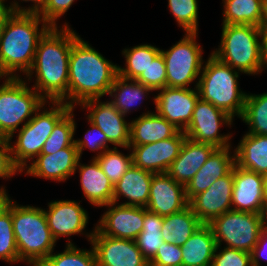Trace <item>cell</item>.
<instances>
[{
    "label": "cell",
    "instance_id": "6da1fadb",
    "mask_svg": "<svg viewBox=\"0 0 267 266\" xmlns=\"http://www.w3.org/2000/svg\"><path fill=\"white\" fill-rule=\"evenodd\" d=\"M78 37L68 23H64L62 27H50L38 41L33 65L24 77L28 82L36 78L32 88L46 102L68 105L69 57Z\"/></svg>",
    "mask_w": 267,
    "mask_h": 266
},
{
    "label": "cell",
    "instance_id": "7a4b0ae2",
    "mask_svg": "<svg viewBox=\"0 0 267 266\" xmlns=\"http://www.w3.org/2000/svg\"><path fill=\"white\" fill-rule=\"evenodd\" d=\"M118 75V65L107 60L80 36L74 41L69 57L68 105L102 98Z\"/></svg>",
    "mask_w": 267,
    "mask_h": 266
},
{
    "label": "cell",
    "instance_id": "3957f363",
    "mask_svg": "<svg viewBox=\"0 0 267 266\" xmlns=\"http://www.w3.org/2000/svg\"><path fill=\"white\" fill-rule=\"evenodd\" d=\"M49 28L39 14H11L0 38V78L21 77L18 72L28 74L38 41Z\"/></svg>",
    "mask_w": 267,
    "mask_h": 266
},
{
    "label": "cell",
    "instance_id": "277c9868",
    "mask_svg": "<svg viewBox=\"0 0 267 266\" xmlns=\"http://www.w3.org/2000/svg\"><path fill=\"white\" fill-rule=\"evenodd\" d=\"M11 218L19 262L39 266L56 247L43 208L23 206L11 199Z\"/></svg>",
    "mask_w": 267,
    "mask_h": 266
},
{
    "label": "cell",
    "instance_id": "5b68a950",
    "mask_svg": "<svg viewBox=\"0 0 267 266\" xmlns=\"http://www.w3.org/2000/svg\"><path fill=\"white\" fill-rule=\"evenodd\" d=\"M240 71L210 54L198 80L199 98L210 102L233 119L242 116L246 92L239 89Z\"/></svg>",
    "mask_w": 267,
    "mask_h": 266
},
{
    "label": "cell",
    "instance_id": "8992f818",
    "mask_svg": "<svg viewBox=\"0 0 267 266\" xmlns=\"http://www.w3.org/2000/svg\"><path fill=\"white\" fill-rule=\"evenodd\" d=\"M261 27L243 24H222L219 48L212 51L217 59L243 74L261 73Z\"/></svg>",
    "mask_w": 267,
    "mask_h": 266
},
{
    "label": "cell",
    "instance_id": "52a82bcc",
    "mask_svg": "<svg viewBox=\"0 0 267 266\" xmlns=\"http://www.w3.org/2000/svg\"><path fill=\"white\" fill-rule=\"evenodd\" d=\"M47 103L24 126H20L14 143L8 141L13 163L21 172L40 155L56 123L72 108L64 102H50L52 105L49 103L48 109L45 108Z\"/></svg>",
    "mask_w": 267,
    "mask_h": 266
},
{
    "label": "cell",
    "instance_id": "ba28073f",
    "mask_svg": "<svg viewBox=\"0 0 267 266\" xmlns=\"http://www.w3.org/2000/svg\"><path fill=\"white\" fill-rule=\"evenodd\" d=\"M22 78H0L4 79L0 85V137L8 141H12L18 127L24 126L46 103L28 86L26 78Z\"/></svg>",
    "mask_w": 267,
    "mask_h": 266
},
{
    "label": "cell",
    "instance_id": "9c48e42d",
    "mask_svg": "<svg viewBox=\"0 0 267 266\" xmlns=\"http://www.w3.org/2000/svg\"><path fill=\"white\" fill-rule=\"evenodd\" d=\"M197 34L185 32L183 38L169 50L161 49L166 65L167 87L189 88L195 80L197 87L205 62L202 56L203 49L196 41Z\"/></svg>",
    "mask_w": 267,
    "mask_h": 266
},
{
    "label": "cell",
    "instance_id": "30bf717a",
    "mask_svg": "<svg viewBox=\"0 0 267 266\" xmlns=\"http://www.w3.org/2000/svg\"><path fill=\"white\" fill-rule=\"evenodd\" d=\"M208 225L217 245L225 242V247L251 253L264 227V215L230 210L214 218Z\"/></svg>",
    "mask_w": 267,
    "mask_h": 266
},
{
    "label": "cell",
    "instance_id": "8fae6325",
    "mask_svg": "<svg viewBox=\"0 0 267 266\" xmlns=\"http://www.w3.org/2000/svg\"><path fill=\"white\" fill-rule=\"evenodd\" d=\"M223 125L229 127L233 125V118L210 102L199 98L184 134L195 142L211 144L216 148H226L231 146L229 141L232 134H221L220 128Z\"/></svg>",
    "mask_w": 267,
    "mask_h": 266
},
{
    "label": "cell",
    "instance_id": "7c38bea8",
    "mask_svg": "<svg viewBox=\"0 0 267 266\" xmlns=\"http://www.w3.org/2000/svg\"><path fill=\"white\" fill-rule=\"evenodd\" d=\"M85 235L94 248L97 266H150L135 240L105 236L95 227Z\"/></svg>",
    "mask_w": 267,
    "mask_h": 266
},
{
    "label": "cell",
    "instance_id": "4fadbf2b",
    "mask_svg": "<svg viewBox=\"0 0 267 266\" xmlns=\"http://www.w3.org/2000/svg\"><path fill=\"white\" fill-rule=\"evenodd\" d=\"M104 207L95 228L105 236L135 240L142 232L146 207L130 206L111 202Z\"/></svg>",
    "mask_w": 267,
    "mask_h": 266
},
{
    "label": "cell",
    "instance_id": "5bb4252c",
    "mask_svg": "<svg viewBox=\"0 0 267 266\" xmlns=\"http://www.w3.org/2000/svg\"><path fill=\"white\" fill-rule=\"evenodd\" d=\"M158 92L153 99L156 112L180 131H185L199 99L197 87L194 89L165 87Z\"/></svg>",
    "mask_w": 267,
    "mask_h": 266
},
{
    "label": "cell",
    "instance_id": "9a60e30c",
    "mask_svg": "<svg viewBox=\"0 0 267 266\" xmlns=\"http://www.w3.org/2000/svg\"><path fill=\"white\" fill-rule=\"evenodd\" d=\"M82 110L86 109V119L96 125L108 139V143L114 147H121L129 150L130 122L125 120V115L119 112L110 102H102L99 99H92L83 102Z\"/></svg>",
    "mask_w": 267,
    "mask_h": 266
},
{
    "label": "cell",
    "instance_id": "2e32d148",
    "mask_svg": "<svg viewBox=\"0 0 267 266\" xmlns=\"http://www.w3.org/2000/svg\"><path fill=\"white\" fill-rule=\"evenodd\" d=\"M232 210L264 215L267 201L263 176L254 171L233 166Z\"/></svg>",
    "mask_w": 267,
    "mask_h": 266
},
{
    "label": "cell",
    "instance_id": "e0dca14e",
    "mask_svg": "<svg viewBox=\"0 0 267 266\" xmlns=\"http://www.w3.org/2000/svg\"><path fill=\"white\" fill-rule=\"evenodd\" d=\"M185 138L184 131H179L175 136L155 143L128 146L133 165L154 174L167 173L172 162L178 157Z\"/></svg>",
    "mask_w": 267,
    "mask_h": 266
},
{
    "label": "cell",
    "instance_id": "ac0fdd59",
    "mask_svg": "<svg viewBox=\"0 0 267 266\" xmlns=\"http://www.w3.org/2000/svg\"><path fill=\"white\" fill-rule=\"evenodd\" d=\"M81 201L55 200L48 203L44 209L48 227L53 238L57 241L60 237H68L66 244H74L69 239L75 234L84 235L88 225V212L80 205Z\"/></svg>",
    "mask_w": 267,
    "mask_h": 266
},
{
    "label": "cell",
    "instance_id": "d6986e66",
    "mask_svg": "<svg viewBox=\"0 0 267 266\" xmlns=\"http://www.w3.org/2000/svg\"><path fill=\"white\" fill-rule=\"evenodd\" d=\"M233 169L217 179L206 191L195 195L190 201L194 214L203 224L232 210Z\"/></svg>",
    "mask_w": 267,
    "mask_h": 266
},
{
    "label": "cell",
    "instance_id": "ffe728a7",
    "mask_svg": "<svg viewBox=\"0 0 267 266\" xmlns=\"http://www.w3.org/2000/svg\"><path fill=\"white\" fill-rule=\"evenodd\" d=\"M80 157L75 143L54 154H40L21 173L56 182H64L76 173Z\"/></svg>",
    "mask_w": 267,
    "mask_h": 266
},
{
    "label": "cell",
    "instance_id": "44dd1931",
    "mask_svg": "<svg viewBox=\"0 0 267 266\" xmlns=\"http://www.w3.org/2000/svg\"><path fill=\"white\" fill-rule=\"evenodd\" d=\"M188 205L184 185L167 173L153 174L147 210L164 217L182 211Z\"/></svg>",
    "mask_w": 267,
    "mask_h": 266
},
{
    "label": "cell",
    "instance_id": "7402d4cb",
    "mask_svg": "<svg viewBox=\"0 0 267 266\" xmlns=\"http://www.w3.org/2000/svg\"><path fill=\"white\" fill-rule=\"evenodd\" d=\"M231 147L217 148L206 163L185 186L188 202L197 194L206 191L217 179L227 175L235 165V150ZM232 154V155H231Z\"/></svg>",
    "mask_w": 267,
    "mask_h": 266
},
{
    "label": "cell",
    "instance_id": "603a6c76",
    "mask_svg": "<svg viewBox=\"0 0 267 266\" xmlns=\"http://www.w3.org/2000/svg\"><path fill=\"white\" fill-rule=\"evenodd\" d=\"M216 149L211 144L195 142L186 137L167 174L177 183L186 186Z\"/></svg>",
    "mask_w": 267,
    "mask_h": 266
},
{
    "label": "cell",
    "instance_id": "cb8c5ba5",
    "mask_svg": "<svg viewBox=\"0 0 267 266\" xmlns=\"http://www.w3.org/2000/svg\"><path fill=\"white\" fill-rule=\"evenodd\" d=\"M179 131L157 112H144L130 122L129 146L155 143L173 137Z\"/></svg>",
    "mask_w": 267,
    "mask_h": 266
},
{
    "label": "cell",
    "instance_id": "d4e9b609",
    "mask_svg": "<svg viewBox=\"0 0 267 266\" xmlns=\"http://www.w3.org/2000/svg\"><path fill=\"white\" fill-rule=\"evenodd\" d=\"M76 170L83 194L90 204L99 208L113 202L114 185L96 159L92 158L90 164H82L79 159Z\"/></svg>",
    "mask_w": 267,
    "mask_h": 266
},
{
    "label": "cell",
    "instance_id": "484cf974",
    "mask_svg": "<svg viewBox=\"0 0 267 266\" xmlns=\"http://www.w3.org/2000/svg\"><path fill=\"white\" fill-rule=\"evenodd\" d=\"M152 172L132 165L114 185L113 202L127 198L123 205L146 207L149 200Z\"/></svg>",
    "mask_w": 267,
    "mask_h": 266
},
{
    "label": "cell",
    "instance_id": "4316f807",
    "mask_svg": "<svg viewBox=\"0 0 267 266\" xmlns=\"http://www.w3.org/2000/svg\"><path fill=\"white\" fill-rule=\"evenodd\" d=\"M216 246L211 227L201 225L181 246L182 266H211Z\"/></svg>",
    "mask_w": 267,
    "mask_h": 266
},
{
    "label": "cell",
    "instance_id": "83f0119b",
    "mask_svg": "<svg viewBox=\"0 0 267 266\" xmlns=\"http://www.w3.org/2000/svg\"><path fill=\"white\" fill-rule=\"evenodd\" d=\"M235 150V162L244 169L267 173V135L244 134Z\"/></svg>",
    "mask_w": 267,
    "mask_h": 266
},
{
    "label": "cell",
    "instance_id": "f1b7e54d",
    "mask_svg": "<svg viewBox=\"0 0 267 266\" xmlns=\"http://www.w3.org/2000/svg\"><path fill=\"white\" fill-rule=\"evenodd\" d=\"M223 23L262 27L266 23L267 0H222Z\"/></svg>",
    "mask_w": 267,
    "mask_h": 266
},
{
    "label": "cell",
    "instance_id": "f546056e",
    "mask_svg": "<svg viewBox=\"0 0 267 266\" xmlns=\"http://www.w3.org/2000/svg\"><path fill=\"white\" fill-rule=\"evenodd\" d=\"M201 225L188 205L182 211L163 217L161 236L164 242L181 247Z\"/></svg>",
    "mask_w": 267,
    "mask_h": 266
},
{
    "label": "cell",
    "instance_id": "4dcf8cb0",
    "mask_svg": "<svg viewBox=\"0 0 267 266\" xmlns=\"http://www.w3.org/2000/svg\"><path fill=\"white\" fill-rule=\"evenodd\" d=\"M150 92L153 91L142 83L117 75L108 95L113 98L110 102L115 108L126 116L139 102L142 103L144 98L147 99Z\"/></svg>",
    "mask_w": 267,
    "mask_h": 266
},
{
    "label": "cell",
    "instance_id": "1f68e13d",
    "mask_svg": "<svg viewBox=\"0 0 267 266\" xmlns=\"http://www.w3.org/2000/svg\"><path fill=\"white\" fill-rule=\"evenodd\" d=\"M160 53V48L150 44L123 49L122 54L126 63L123 68L118 65V75L126 79L136 80Z\"/></svg>",
    "mask_w": 267,
    "mask_h": 266
},
{
    "label": "cell",
    "instance_id": "d6a6232c",
    "mask_svg": "<svg viewBox=\"0 0 267 266\" xmlns=\"http://www.w3.org/2000/svg\"><path fill=\"white\" fill-rule=\"evenodd\" d=\"M11 197L6 194L0 199V260L18 263L19 254L11 218Z\"/></svg>",
    "mask_w": 267,
    "mask_h": 266
},
{
    "label": "cell",
    "instance_id": "836d02e7",
    "mask_svg": "<svg viewBox=\"0 0 267 266\" xmlns=\"http://www.w3.org/2000/svg\"><path fill=\"white\" fill-rule=\"evenodd\" d=\"M240 119L248 125V134L267 135V92L246 94Z\"/></svg>",
    "mask_w": 267,
    "mask_h": 266
},
{
    "label": "cell",
    "instance_id": "e575fe53",
    "mask_svg": "<svg viewBox=\"0 0 267 266\" xmlns=\"http://www.w3.org/2000/svg\"><path fill=\"white\" fill-rule=\"evenodd\" d=\"M162 224L163 216L146 209L143 229L135 239V242L148 261L155 256L158 248L164 242L161 236Z\"/></svg>",
    "mask_w": 267,
    "mask_h": 266
},
{
    "label": "cell",
    "instance_id": "d590c367",
    "mask_svg": "<svg viewBox=\"0 0 267 266\" xmlns=\"http://www.w3.org/2000/svg\"><path fill=\"white\" fill-rule=\"evenodd\" d=\"M74 108H71L54 126L52 133L44 143L40 154H54L75 143L76 122Z\"/></svg>",
    "mask_w": 267,
    "mask_h": 266
},
{
    "label": "cell",
    "instance_id": "8d00e7d4",
    "mask_svg": "<svg viewBox=\"0 0 267 266\" xmlns=\"http://www.w3.org/2000/svg\"><path fill=\"white\" fill-rule=\"evenodd\" d=\"M89 250L66 244L61 253H51L39 266H97L94 248Z\"/></svg>",
    "mask_w": 267,
    "mask_h": 266
},
{
    "label": "cell",
    "instance_id": "74e56055",
    "mask_svg": "<svg viewBox=\"0 0 267 266\" xmlns=\"http://www.w3.org/2000/svg\"><path fill=\"white\" fill-rule=\"evenodd\" d=\"M104 174L115 185L124 173L133 165L132 154H123L117 147L105 150L99 157L95 158Z\"/></svg>",
    "mask_w": 267,
    "mask_h": 266
},
{
    "label": "cell",
    "instance_id": "f35d334b",
    "mask_svg": "<svg viewBox=\"0 0 267 266\" xmlns=\"http://www.w3.org/2000/svg\"><path fill=\"white\" fill-rule=\"evenodd\" d=\"M198 0H168V8L185 32H198Z\"/></svg>",
    "mask_w": 267,
    "mask_h": 266
},
{
    "label": "cell",
    "instance_id": "ab89813d",
    "mask_svg": "<svg viewBox=\"0 0 267 266\" xmlns=\"http://www.w3.org/2000/svg\"><path fill=\"white\" fill-rule=\"evenodd\" d=\"M136 81L147 86L152 91H158L167 87L166 65L161 53L150 63Z\"/></svg>",
    "mask_w": 267,
    "mask_h": 266
},
{
    "label": "cell",
    "instance_id": "60d3db41",
    "mask_svg": "<svg viewBox=\"0 0 267 266\" xmlns=\"http://www.w3.org/2000/svg\"><path fill=\"white\" fill-rule=\"evenodd\" d=\"M91 129L86 130L83 139H76L75 146L78 148V154L81 159L83 150L89 148L90 151L96 152V156L93 159L99 157L105 150L110 149L108 146L107 136L92 122L88 120Z\"/></svg>",
    "mask_w": 267,
    "mask_h": 266
},
{
    "label": "cell",
    "instance_id": "b9f144b4",
    "mask_svg": "<svg viewBox=\"0 0 267 266\" xmlns=\"http://www.w3.org/2000/svg\"><path fill=\"white\" fill-rule=\"evenodd\" d=\"M217 245L211 266H252L251 253ZM221 250V251H220Z\"/></svg>",
    "mask_w": 267,
    "mask_h": 266
},
{
    "label": "cell",
    "instance_id": "7bdbcfd3",
    "mask_svg": "<svg viewBox=\"0 0 267 266\" xmlns=\"http://www.w3.org/2000/svg\"><path fill=\"white\" fill-rule=\"evenodd\" d=\"M150 266H182L181 247L174 243L163 242L155 256L149 261Z\"/></svg>",
    "mask_w": 267,
    "mask_h": 266
},
{
    "label": "cell",
    "instance_id": "ee69618b",
    "mask_svg": "<svg viewBox=\"0 0 267 266\" xmlns=\"http://www.w3.org/2000/svg\"><path fill=\"white\" fill-rule=\"evenodd\" d=\"M75 0H45L38 13L50 27H59L57 20L64 15Z\"/></svg>",
    "mask_w": 267,
    "mask_h": 266
},
{
    "label": "cell",
    "instance_id": "f6af8a7d",
    "mask_svg": "<svg viewBox=\"0 0 267 266\" xmlns=\"http://www.w3.org/2000/svg\"><path fill=\"white\" fill-rule=\"evenodd\" d=\"M21 171L14 165L8 139H0V178L9 179Z\"/></svg>",
    "mask_w": 267,
    "mask_h": 266
},
{
    "label": "cell",
    "instance_id": "bcb514c9",
    "mask_svg": "<svg viewBox=\"0 0 267 266\" xmlns=\"http://www.w3.org/2000/svg\"><path fill=\"white\" fill-rule=\"evenodd\" d=\"M267 261V228L264 226L261 230L259 240L251 252L252 266H261V259Z\"/></svg>",
    "mask_w": 267,
    "mask_h": 266
},
{
    "label": "cell",
    "instance_id": "7dc6e473",
    "mask_svg": "<svg viewBox=\"0 0 267 266\" xmlns=\"http://www.w3.org/2000/svg\"><path fill=\"white\" fill-rule=\"evenodd\" d=\"M21 1V0H20ZM23 2H32L31 6L28 7H22L20 4L14 0L12 3L10 2V5H8L13 13H36L38 14L45 3V0H22Z\"/></svg>",
    "mask_w": 267,
    "mask_h": 266
},
{
    "label": "cell",
    "instance_id": "c3c4849f",
    "mask_svg": "<svg viewBox=\"0 0 267 266\" xmlns=\"http://www.w3.org/2000/svg\"><path fill=\"white\" fill-rule=\"evenodd\" d=\"M260 47H261V73H262L263 70L267 69V25L266 24H264L261 27Z\"/></svg>",
    "mask_w": 267,
    "mask_h": 266
},
{
    "label": "cell",
    "instance_id": "681fc988",
    "mask_svg": "<svg viewBox=\"0 0 267 266\" xmlns=\"http://www.w3.org/2000/svg\"><path fill=\"white\" fill-rule=\"evenodd\" d=\"M5 1L7 0H0V38L4 32L9 17L13 13L12 9L8 5H5Z\"/></svg>",
    "mask_w": 267,
    "mask_h": 266
},
{
    "label": "cell",
    "instance_id": "f907efd6",
    "mask_svg": "<svg viewBox=\"0 0 267 266\" xmlns=\"http://www.w3.org/2000/svg\"><path fill=\"white\" fill-rule=\"evenodd\" d=\"M262 176H263V183H264V195L267 201V173Z\"/></svg>",
    "mask_w": 267,
    "mask_h": 266
},
{
    "label": "cell",
    "instance_id": "816d5d0a",
    "mask_svg": "<svg viewBox=\"0 0 267 266\" xmlns=\"http://www.w3.org/2000/svg\"><path fill=\"white\" fill-rule=\"evenodd\" d=\"M6 194H8V193H7L6 189H5V186H4V187L1 186V187H0V199H1V197H2L3 195H6Z\"/></svg>",
    "mask_w": 267,
    "mask_h": 266
},
{
    "label": "cell",
    "instance_id": "f5cc1de1",
    "mask_svg": "<svg viewBox=\"0 0 267 266\" xmlns=\"http://www.w3.org/2000/svg\"><path fill=\"white\" fill-rule=\"evenodd\" d=\"M264 226L267 228V212L264 214Z\"/></svg>",
    "mask_w": 267,
    "mask_h": 266
},
{
    "label": "cell",
    "instance_id": "db71d44e",
    "mask_svg": "<svg viewBox=\"0 0 267 266\" xmlns=\"http://www.w3.org/2000/svg\"><path fill=\"white\" fill-rule=\"evenodd\" d=\"M265 24L267 25V10H266V23Z\"/></svg>",
    "mask_w": 267,
    "mask_h": 266
}]
</instances>
